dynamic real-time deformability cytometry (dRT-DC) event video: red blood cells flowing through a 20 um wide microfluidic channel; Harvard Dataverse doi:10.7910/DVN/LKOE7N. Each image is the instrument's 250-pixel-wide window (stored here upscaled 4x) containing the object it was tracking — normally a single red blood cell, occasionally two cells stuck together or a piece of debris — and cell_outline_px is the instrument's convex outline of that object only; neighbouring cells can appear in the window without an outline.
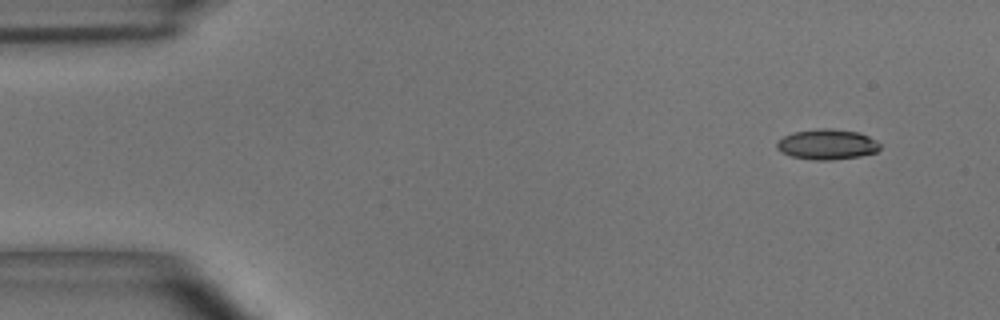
{"species": "common noctule bat (a hibernating species)", "species_latin": "Nyctalus noctula", "temperature_condition": "room temperature", "stored_images_in_passage": 10, "camera_frame_rate_fps": 3000, "um_per_image_px": 0.085, "animal": {"sex": "male", "body_mass_g": 15.6}, "frame": {"image": 1, "passage_image": 1, "time_ms": 0.0, "image_size_px": [1000, 320], "cell_outline_px": [[880, 148], [876, 152], [860, 156], [832, 160], [816, 160], [792, 156], [780, 152], [776, 148], [776, 144], [784, 136], [792, 132], [820, 128], [832, 128], [860, 132], [876, 140], [880, 144]], "centroid_in_image_um": [70.31, 12.26], "position_along_channel_um": 14.7, "area_um2": 18.32}}
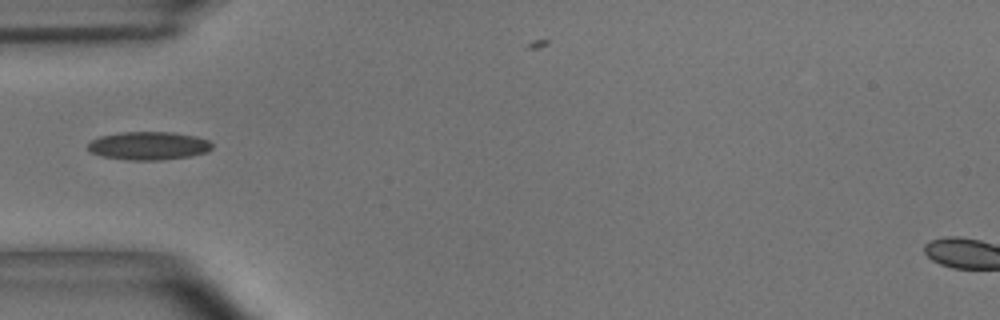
{"frame": {"image": 2, "passage_image": 4, "time_ms": 1.0, "image_size_px": [1000, 320], "cell_outline_px": [[212, 148], [208, 152], [192, 156], [160, 160], [128, 160], [100, 156], [92, 152], [88, 148], [88, 144], [92, 140], [100, 136], [120, 132], [172, 132], [196, 136], [208, 140], [212, 144]], "centroid_in_image_um": [12.65, 12.39], "position_along_channel_um": 72.3, "area_um2": 20.52}}
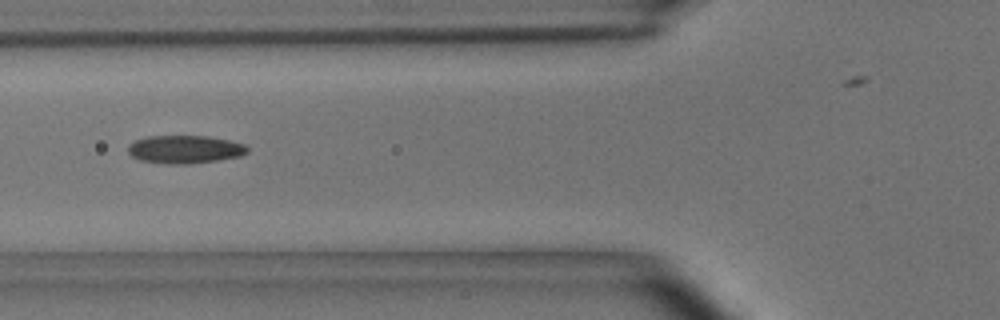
{"frame": {"image": 3, "passage_image": 5, "time_ms": 1.333, "image_size_px": [1000, 320], "cell_outline_px": [[248, 152], [240, 156], [216, 160], [188, 164], [168, 164], [140, 160], [132, 156], [128, 152], [128, 144], [136, 140], [148, 136], [208, 136], [228, 140], [244, 144], [248, 148]], "centroid_in_image_um": [15.7, 12.69], "position_along_channel_um": 110.1, "area_um2": 19.42}}